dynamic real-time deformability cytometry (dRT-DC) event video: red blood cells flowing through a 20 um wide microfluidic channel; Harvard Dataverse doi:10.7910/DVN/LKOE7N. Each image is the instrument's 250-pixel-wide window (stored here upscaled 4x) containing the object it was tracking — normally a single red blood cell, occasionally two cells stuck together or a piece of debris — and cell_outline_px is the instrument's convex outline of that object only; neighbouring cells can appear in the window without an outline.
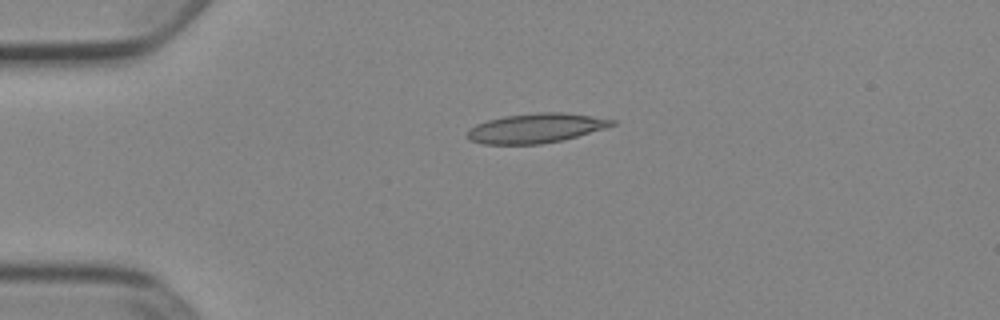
{"species": "Egyptian fruit bat (a non-hibernating species)", "species_latin": "Rousettus aegyptiacus", "temperature_condition": "cold", "stored_images_in_passage": 40, "camera_frame_rate_fps": 3000, "um_per_image_px": 0.085, "animal": {"sex": "female"}, "frame": {"image": 1, "passage_image": 1, "time_ms": 0.0, "image_size_px": [1000, 320], "cell_outline_px": [[616, 124], [604, 128], [576, 136], [560, 140], [540, 144], [484, 144], [468, 140], [468, 128], [476, 124], [488, 120], [504, 116], [540, 112], [564, 112], [592, 116], [616, 120]], "centroid_in_image_um": [45.52, 10.89], "position_along_channel_um": 39.5, "area_um2": 24.68}}
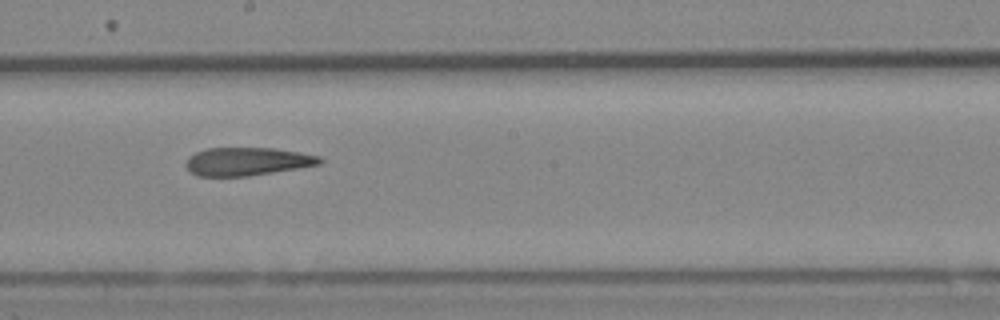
{"frame": {"image": 2, "passage_image": 18, "time_ms": 5.667, "image_size_px": [1000, 320], "cell_outline_px": [[324, 160], [320, 164], [248, 176], [196, 176], [184, 164], [188, 156], [196, 152], [208, 148], [272, 148], [300, 152], [320, 156]], "centroid_in_image_um": [20.99, 13.72], "position_along_channel_um": 227.2, "area_um2": 21.85}}
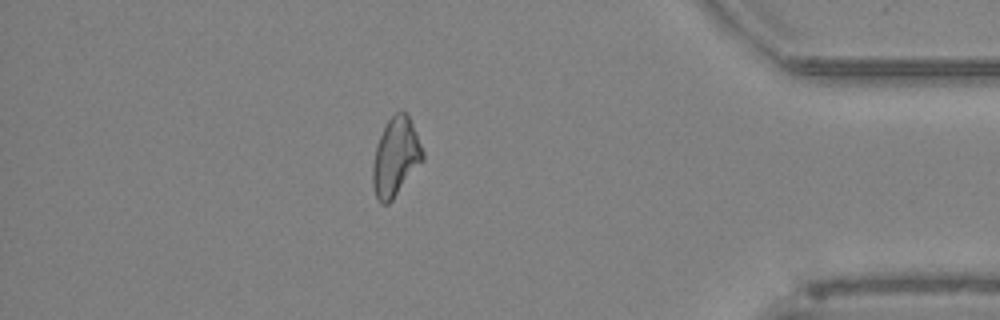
{"frame": {"image": 3, "passage_image": 34, "time_ms": 11.0, "image_size_px": [1000, 320], "cell_outline_px": [[424, 160], [392, 200], [388, 204], [380, 204], [376, 196], [372, 184], [372, 168], [376, 144], [388, 120], [396, 112], [404, 112], [408, 116], [412, 124], [424, 152]], "centroid_in_image_um": [33.62, 13.38], "position_along_channel_um": 401.6, "area_um2": 22.66}, "authors_computed_cell_mechanics": {"area_um2": 23.3223, "velocity_mm_per_s": 3.9111, "shape_relaxation_time_tau1_ms": null, "shape_relaxation_time_tau2_ms": 4.6342, "deformation_change_tau1": null, "deformation_change_tau2": 0.143}}